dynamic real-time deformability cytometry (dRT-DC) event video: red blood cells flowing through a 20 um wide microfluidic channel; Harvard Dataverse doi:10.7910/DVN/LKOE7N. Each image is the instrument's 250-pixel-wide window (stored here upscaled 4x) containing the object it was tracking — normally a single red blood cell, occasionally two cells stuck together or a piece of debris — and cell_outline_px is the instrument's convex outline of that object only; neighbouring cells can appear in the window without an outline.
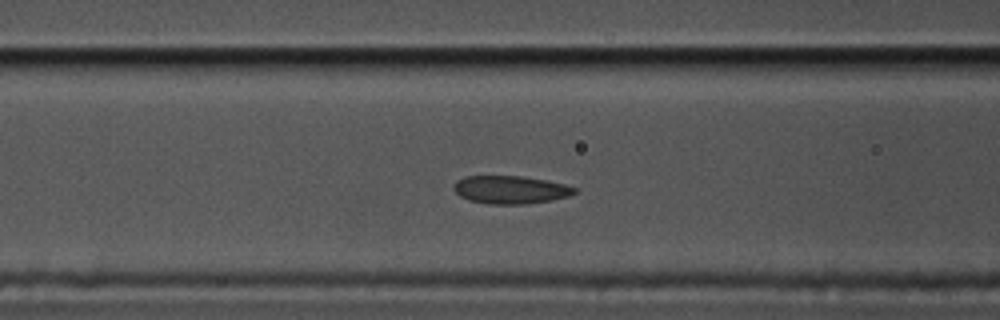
{"species": "common noctule bat (a hibernating species)", "species_latin": "Nyctalus noctula", "temperature_condition": "cold", "stored_images_in_passage": 40, "segment_of_instrument_passage": [1, 2], "camera_frame_rate_fps": 3000, "um_per_image_px": 0.085, "animal": {"sex": "male", "body_mass_g": 17.5, "forearm_length_mm": 52.3}, "frame": {"image": 1, "passage_image": 5, "time_ms": 1.333, "image_size_px": [1000, 320], "cell_outline_px": [[576, 192], [568, 196], [552, 200], [524, 204], [488, 204], [468, 200], [460, 196], [452, 188], [456, 180], [464, 176], [520, 176], [544, 180], [564, 184], [576, 188]], "centroid_in_image_um": [43.34, 16.13], "position_along_channel_um": 123.3, "area_um2": 19.65}}
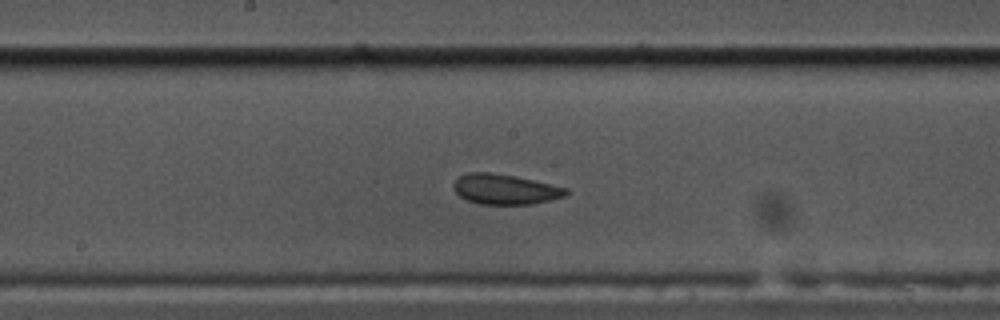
{"frame": {"image": 2, "passage_image": 12, "time_ms": 3.667, "image_size_px": [1000, 320], "cell_outline_px": [[568, 192], [564, 196], [532, 204], [480, 204], [468, 200], [460, 196], [452, 188], [452, 184], [460, 176], [468, 172], [488, 172], [516, 176], [568, 188]], "centroid_in_image_um": [42.9, 16.08], "position_along_channel_um": 205.3, "area_um2": 19.65}}
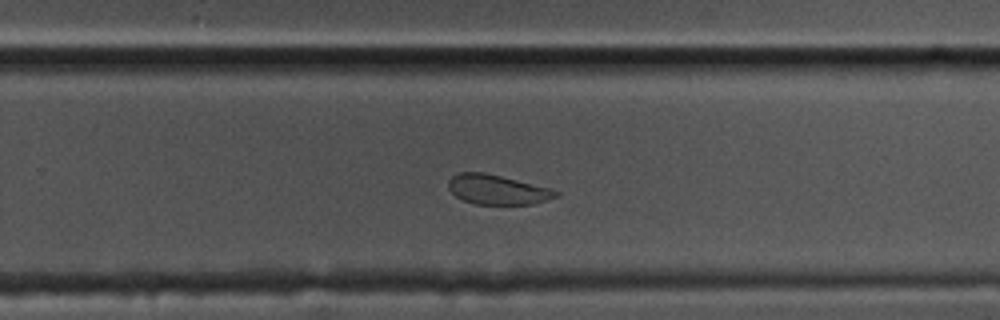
{"frame": {"image": 3, "passage_image": 19, "time_ms": 6.0, "image_size_px": [1000, 320], "cell_outline_px": [[560, 196], [532, 204], [476, 204], [464, 200], [456, 196], [448, 188], [448, 180], [456, 172], [484, 172], [552, 188], [560, 192]], "centroid_in_image_um": [42.29, 16.11], "position_along_channel_um": 287.5, "area_um2": 18.67}}